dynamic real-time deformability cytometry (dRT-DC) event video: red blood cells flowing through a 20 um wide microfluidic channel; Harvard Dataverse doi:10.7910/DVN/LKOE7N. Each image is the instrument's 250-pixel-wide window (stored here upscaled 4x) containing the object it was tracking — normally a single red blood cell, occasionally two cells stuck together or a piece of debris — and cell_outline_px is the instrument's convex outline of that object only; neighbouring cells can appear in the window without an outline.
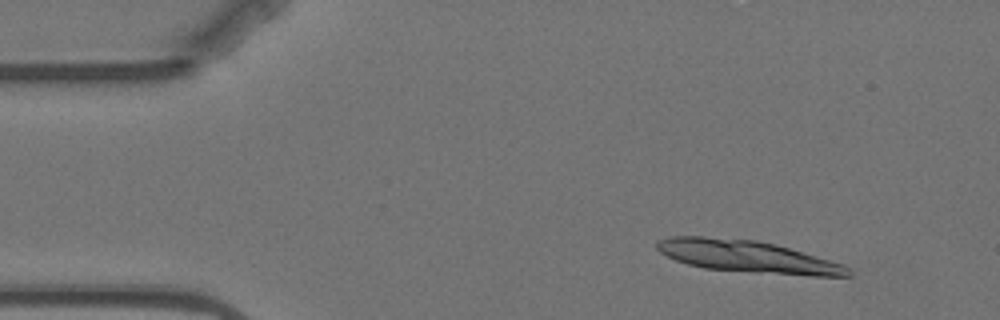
{"species": "Egyptian fruit bat (a non-hibernating species)", "species_latin": "Rousettus aegyptiacus", "temperature_condition": "warm", "stored_images_in_passage": 6, "segment_of_instrument_passage": [2, 2], "camera_frame_rate_fps": 3000, "um_per_image_px": 0.085, "animal": {"sex": "female"}, "frame": {"image": 1, "passage_image": 6, "time_ms": 7.0, "image_size_px": [1000, 320], "cell_outline_px": [[852, 276], [812, 276], [756, 272], [704, 268], [688, 264], [676, 260], [660, 252], [656, 248], [656, 244], [660, 240], [672, 236], [704, 236], [756, 240], [776, 244], [844, 264], [852, 272]], "centroid_in_image_um": [63.56, 21.8], "position_along_channel_um": 21.4, "area_um2": 35.49}}